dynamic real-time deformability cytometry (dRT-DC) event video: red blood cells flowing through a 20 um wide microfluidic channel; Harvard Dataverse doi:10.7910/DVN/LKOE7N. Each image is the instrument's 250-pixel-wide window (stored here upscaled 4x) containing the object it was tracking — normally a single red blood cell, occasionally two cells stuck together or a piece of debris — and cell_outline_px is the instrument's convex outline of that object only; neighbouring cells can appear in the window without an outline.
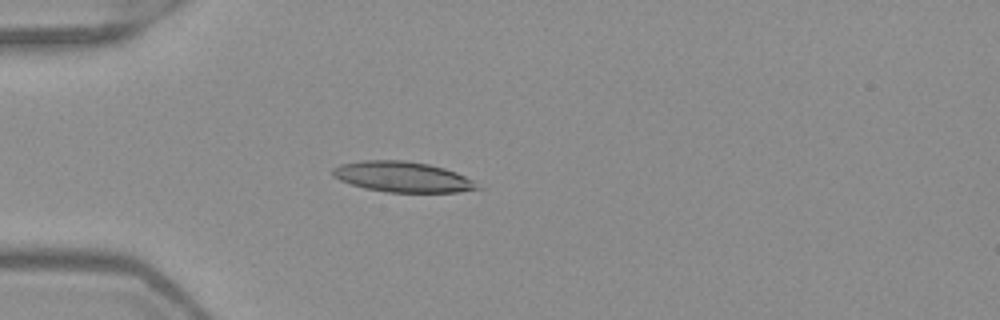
{"species": "Egyptian fruit bat (a non-hibernating species)", "species_latin": "Rousettus aegyptiacus", "temperature_condition": "warm", "stored_images_in_passage": 45, "camera_frame_rate_fps": 3000, "um_per_image_px": 0.085, "frame": {"image": 1, "passage_image": 14, "time_ms": 4.333, "image_size_px": [1000, 320], "cell_outline_px": [[484, 188], [456, 192], [388, 192], [364, 188], [340, 180], [332, 176], [332, 168], [340, 164], [360, 160], [404, 160], [428, 164], [444, 168], [456, 172], [472, 180]], "centroid_in_image_um": [34.2, 15.03], "position_along_channel_um": 50.8, "area_um2": 25.72}}
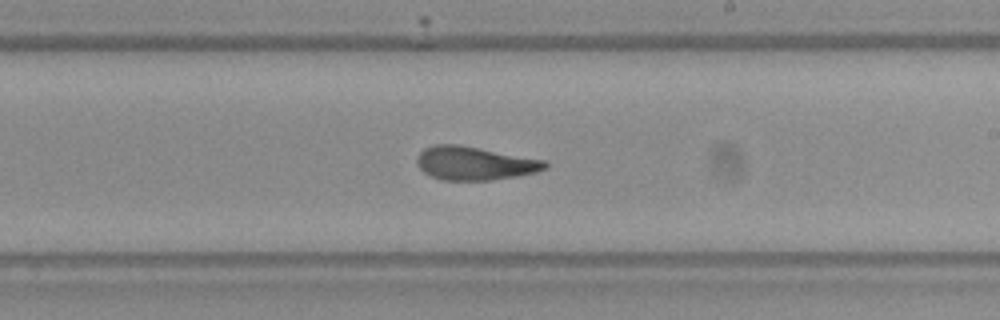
{"frame": {"image": 2, "passage_image": 30, "time_ms": 9.667, "image_size_px": [1000, 320], "cell_outline_px": [[548, 164], [544, 168], [536, 172], [516, 176], [492, 180], [440, 180], [424, 172], [416, 164], [416, 156], [424, 148], [432, 144], [460, 144], [544, 160]], "centroid_in_image_um": [40.28, 13.87], "position_along_channel_um": 248.7, "area_um2": 25.03}}
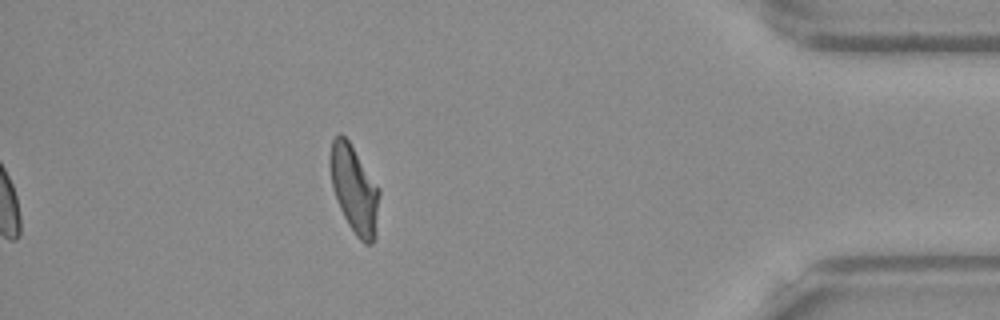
{"frame": {"image": 3, "passage_image": 45, "time_ms": 14.667, "image_size_px": [1000, 320], "cell_outline_px": [[380, 196], [376, 236], [372, 244], [364, 244], [356, 236], [348, 224], [340, 208], [332, 184], [328, 164], [328, 156], [332, 140], [340, 132], [348, 140], [380, 188]], "centroid_in_image_um": [30.12, 16.09], "position_along_channel_um": 405.1, "area_um2": 25.37}, "authors_computed_cell_mechanics": {"area_um2": 25.0852, "velocity_mm_per_s": 3.984, "shape_relaxation_time_tau1_ms": 7.6836, "shape_relaxation_time_tau2_ms": 2.0033, "deformation_change_tau1": 0.2394, "deformation_change_tau2": 0.1107}}